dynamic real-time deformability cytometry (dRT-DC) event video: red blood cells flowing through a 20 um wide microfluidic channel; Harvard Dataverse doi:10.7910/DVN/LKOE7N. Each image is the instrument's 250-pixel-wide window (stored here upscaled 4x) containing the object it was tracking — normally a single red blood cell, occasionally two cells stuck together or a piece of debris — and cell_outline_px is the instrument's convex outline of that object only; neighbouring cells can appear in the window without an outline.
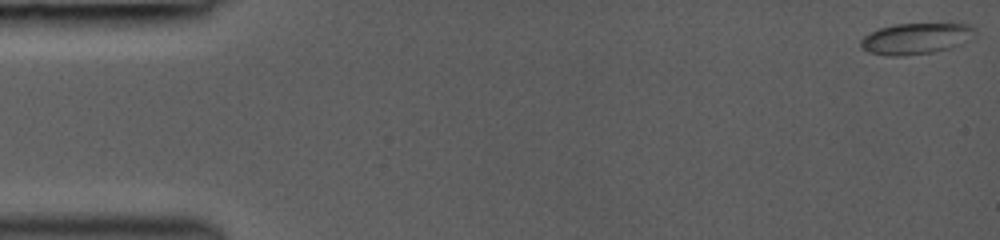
{"species": "common noctule bat (a hibernating species)", "species_latin": "Nyctalus noctula", "temperature_condition": "room temperature", "stored_images_in_passage": 45, "camera_frame_rate_fps": 3000, "um_per_image_px": 0.085, "animal": {"sex": "female", "body_mass_g": 19.0, "forearm_length_mm": 53.3}, "frame": {"image": 1, "passage_image": 1, "time_ms": 0.0, "image_size_px": [1000, 240], "cell_outline_px": [[976, 36], [964, 44], [932, 52], [900, 56], [888, 56], [868, 52], [860, 48], [860, 40], [864, 36], [880, 28], [892, 24], [968, 24], [976, 28]], "centroid_in_image_um": [77.88, 3.28], "position_along_channel_um": 7.1, "area_um2": 20.87}}
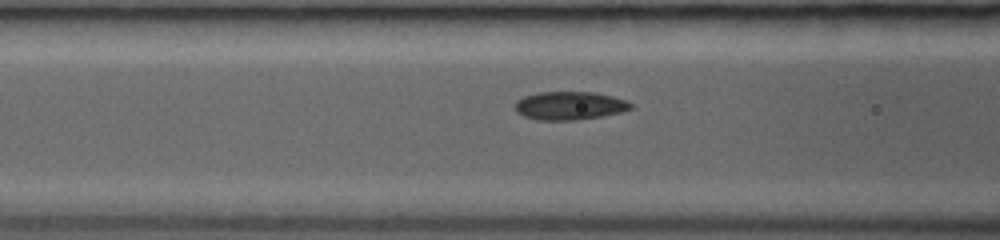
{"frame": {"image": 2, "passage_image": 19, "time_ms": 6.0, "image_size_px": [1000, 240], "cell_outline_px": [[632, 108], [620, 112], [600, 116], [576, 120], [536, 120], [524, 116], [516, 112], [516, 100], [524, 96], [536, 92], [592, 92], [612, 96], [628, 100], [632, 104]], "centroid_in_image_um": [48.4, 8.98], "position_along_channel_um": 118.2, "area_um2": 19.07}}
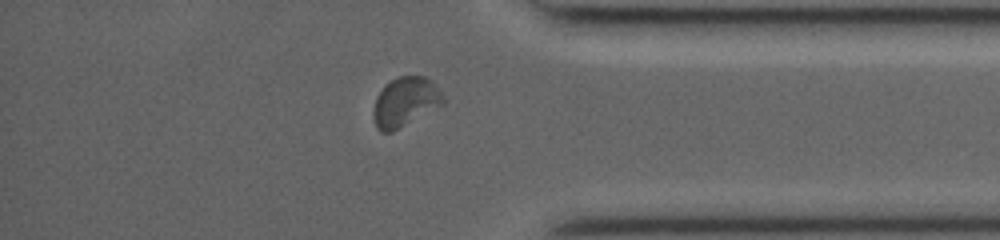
{"frame": {"image": 3, "passage_image": 39, "time_ms": 12.667, "image_size_px": [1000, 240], "cell_outline_px": [[444, 104], [392, 132], [380, 132], [376, 128], [372, 116], [372, 112], [376, 96], [384, 84], [400, 76], [424, 76], [432, 80], [440, 88], [444, 96]], "centroid_in_image_um": [34.44, 8.66], "position_along_channel_um": 400.8, "area_um2": 20.4}, "authors_computed_cell_mechanics": {"area_um2": 19.1896, "velocity_mm_per_s": 4.3026, "shape_relaxation_time_tau1_ms": 6.7878, "shape_relaxation_time_tau2_ms": 1.819, "deformation_change_tau1": 0.1141, "deformation_change_tau2": 0.0491}}